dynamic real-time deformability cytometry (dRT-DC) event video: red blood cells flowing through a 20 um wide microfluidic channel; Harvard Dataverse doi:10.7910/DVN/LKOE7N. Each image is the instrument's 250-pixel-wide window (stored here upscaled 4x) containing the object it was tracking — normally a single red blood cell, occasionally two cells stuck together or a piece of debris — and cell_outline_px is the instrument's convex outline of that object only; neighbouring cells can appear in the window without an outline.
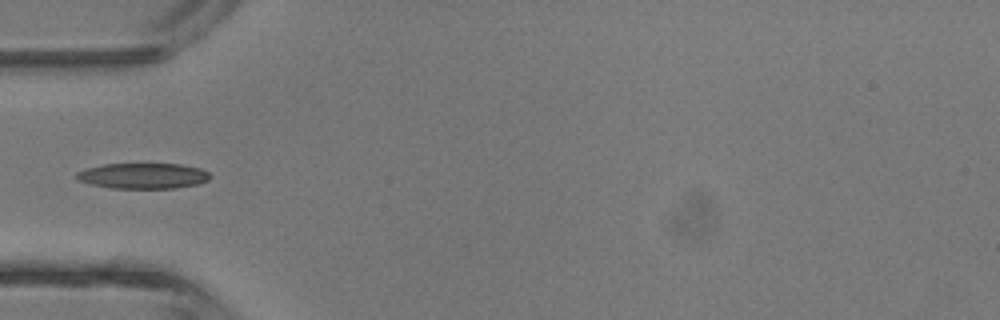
{"species": "common noctule bat (a hibernating species)", "species_latin": "Nyctalus noctula", "temperature_condition": "room temperature", "stored_images_in_passage": 2, "camera_frame_rate_fps": 3000, "um_per_image_px": 0.085, "animal": {"sex": "male", "body_mass_g": 13.3}, "frame": {"image": 1, "passage_image": 1, "time_ms": 0.0, "image_size_px": [1000, 320], "cell_outline_px": [[212, 176], [208, 180], [196, 184], [176, 188], [112, 188], [88, 184], [76, 180], [76, 172], [84, 168], [104, 164], [180, 164], [200, 168], [208, 172]], "centroid_in_image_um": [12.11, 14.94], "position_along_channel_um": 72.9, "area_um2": 20.06}}
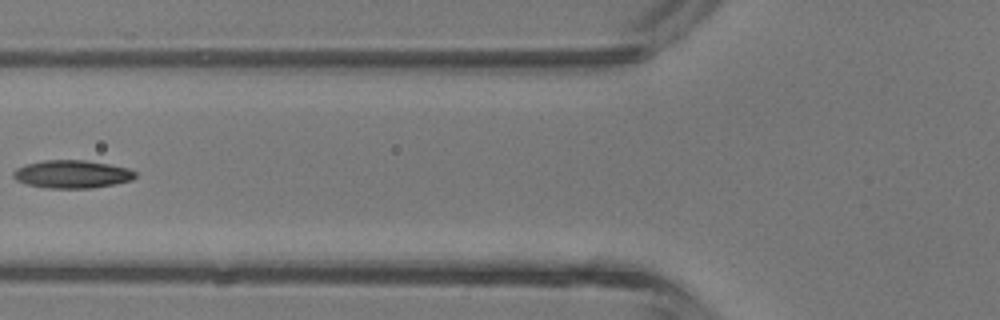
{"frame": {"image": 2, "passage_image": 2, "time_ms": 1.0, "image_size_px": [1000, 320], "cell_outline_px": [[136, 176], [132, 180], [92, 188], [48, 188], [28, 184], [16, 180], [12, 176], [12, 172], [16, 168], [28, 164], [44, 160], [84, 160], [108, 164], [128, 168], [136, 172]], "centroid_in_image_um": [6.12, 14.8], "position_along_channel_um": 119.7, "area_um2": 19.71}}